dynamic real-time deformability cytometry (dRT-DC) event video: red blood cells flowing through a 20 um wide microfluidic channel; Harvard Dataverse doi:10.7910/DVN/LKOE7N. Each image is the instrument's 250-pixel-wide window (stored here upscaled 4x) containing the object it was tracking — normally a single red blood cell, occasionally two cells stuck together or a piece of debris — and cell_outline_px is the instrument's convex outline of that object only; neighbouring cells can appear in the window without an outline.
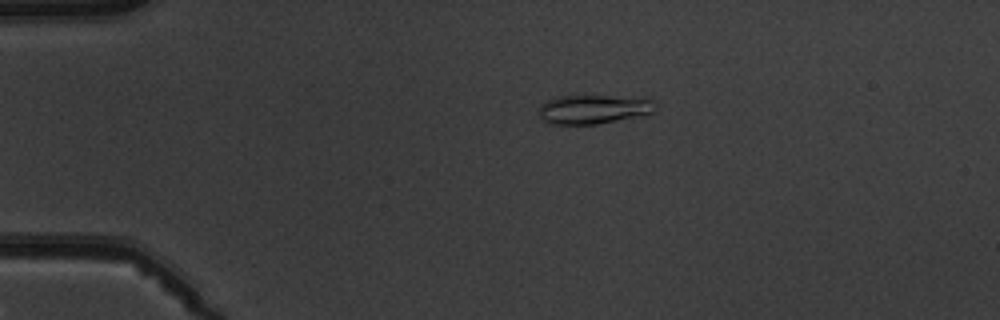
{"species": "common noctule bat (a hibernating species)", "species_latin": "Nyctalus noctula", "temperature_condition": "warm", "stored_images_in_passage": 7, "camera_frame_rate_fps": 3000, "um_per_image_px": 0.085, "animal": {"sex": "male", "body_mass_g": 19.5, "forearm_length_mm": 54.6}, "frame": {"image": 1, "passage_image": 4, "time_ms": 3.667, "image_size_px": [1000, 320], "cell_outline_px": [[656, 104], [652, 112], [616, 120], [596, 124], [548, 124], [540, 120], [540, 104], [548, 100], [560, 96], [652, 96], [656, 100]], "centroid_in_image_um": [50.49, 9.26], "position_along_channel_um": 34.5, "area_um2": 19.94}}
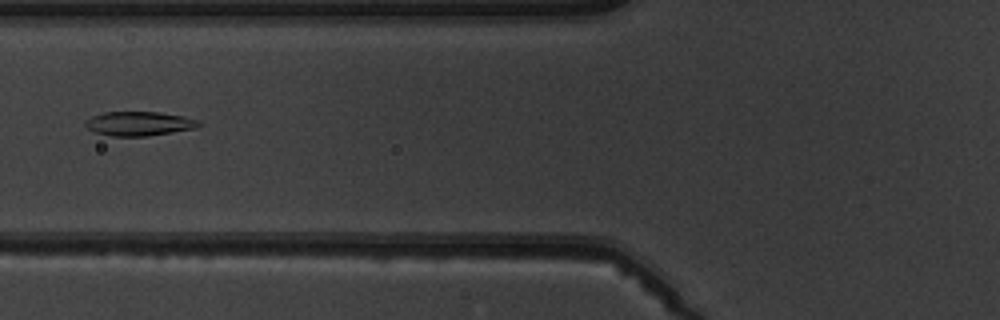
{"frame": {"image": 2, "passage_image": 7, "time_ms": 7.0, "image_size_px": [1000, 320], "cell_outline_px": [[204, 124], [196, 128], [148, 136], [112, 136], [92, 132], [84, 124], [84, 120], [92, 116], [104, 112], [160, 112], [184, 116], [200, 120]], "centroid_in_image_um": [11.84, 10.5], "position_along_channel_um": 114.0, "area_um2": 16.24}}